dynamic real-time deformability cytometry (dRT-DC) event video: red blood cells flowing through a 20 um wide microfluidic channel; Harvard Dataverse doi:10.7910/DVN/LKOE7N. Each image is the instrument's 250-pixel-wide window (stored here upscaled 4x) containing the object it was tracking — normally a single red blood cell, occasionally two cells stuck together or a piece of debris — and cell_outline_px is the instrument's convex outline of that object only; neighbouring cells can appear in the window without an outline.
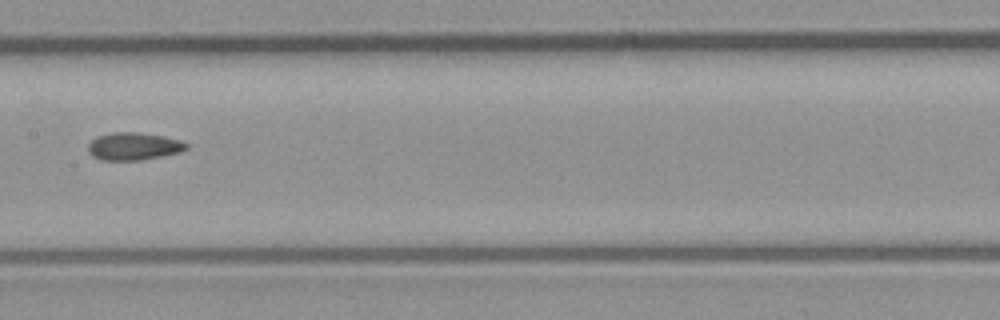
{"species": "common noctule bat (a hibernating species)", "species_latin": "Nyctalus noctula", "temperature_condition": "room temperature", "stored_images_in_passage": 7, "camera_frame_rate_fps": 3000, "um_per_image_px": 0.085, "animal": {"sex": "male", "body_mass_g": 23.1, "forearm_length_mm": 52.7}, "frame": {"image": 1, "passage_image": 7, "time_ms": 7.667, "image_size_px": [1000, 320], "cell_outline_px": [[188, 148], [180, 152], [140, 160], [100, 160], [92, 156], [88, 152], [88, 144], [96, 136], [112, 132], [136, 132], [164, 136], [180, 140], [188, 144]], "centroid_in_image_um": [11.33, 12.43], "position_along_channel_um": 196.1, "area_um2": 15.84}}